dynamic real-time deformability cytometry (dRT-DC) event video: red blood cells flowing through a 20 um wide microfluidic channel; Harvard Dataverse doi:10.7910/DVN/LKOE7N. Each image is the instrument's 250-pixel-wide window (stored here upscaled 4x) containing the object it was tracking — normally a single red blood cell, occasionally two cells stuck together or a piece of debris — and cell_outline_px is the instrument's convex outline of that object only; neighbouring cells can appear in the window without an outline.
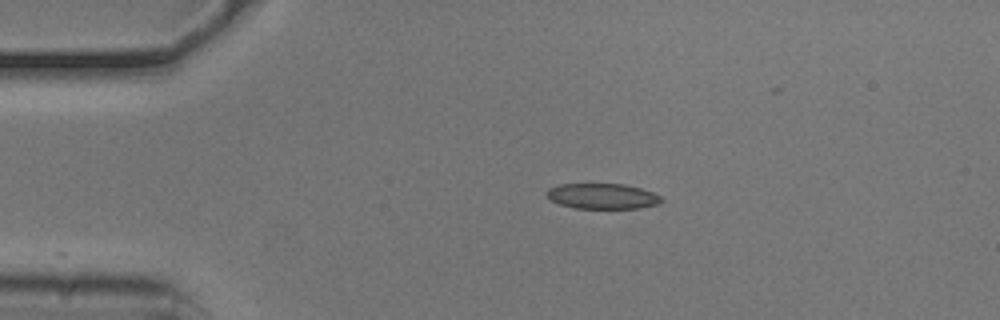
{"species": "common noctule bat (a hibernating species)", "species_latin": "Nyctalus noctula", "temperature_condition": "cold", "stored_images_in_passage": 34, "camera_frame_rate_fps": 3000, "um_per_image_px": 0.085, "animal": {"sex": "male", "body_mass_g": 20.5, "forearm_length_mm": 52.5}, "frame": {"image": 1, "passage_image": 1, "time_ms": 0.0, "image_size_px": [1000, 320], "cell_outline_px": [[664, 200], [660, 204], [640, 208], [576, 208], [560, 204], [552, 200], [548, 196], [548, 188], [560, 184], [624, 184], [640, 188], [652, 192], [660, 196]], "centroid_in_image_um": [51.26, 16.67], "position_along_channel_um": 33.7, "area_um2": 16.88}}
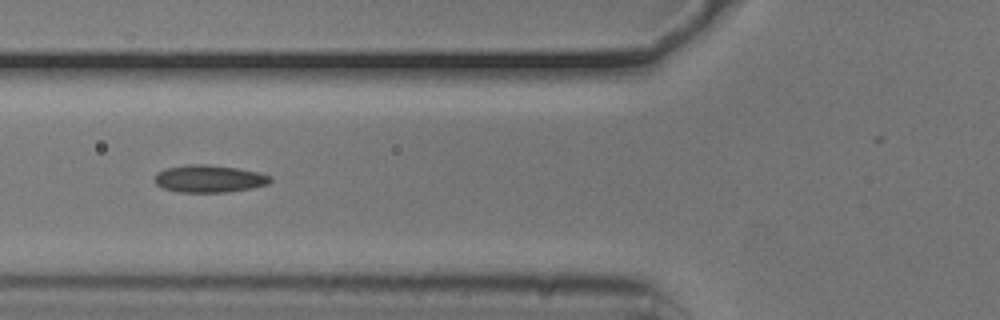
{"frame": {"image": 2, "passage_image": 10, "time_ms": 3.0, "image_size_px": [1000, 320], "cell_outline_px": [[272, 180], [268, 184], [252, 188], [228, 192], [180, 192], [164, 188], [156, 184], [156, 172], [164, 168], [188, 164], [208, 164], [236, 168], [260, 172], [272, 176]], "centroid_in_image_um": [17.81, 15.18], "position_along_channel_um": 108.0, "area_um2": 18.55}}
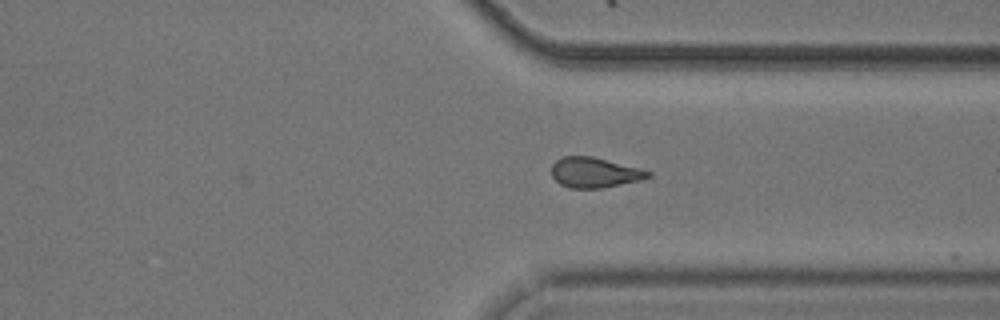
{"frame": {"image": 3, "passage_image": 30, "time_ms": 9.667, "image_size_px": [1000, 320], "cell_outline_px": [[652, 176], [640, 180], [604, 188], [568, 188], [560, 184], [552, 176], [552, 164], [560, 156], [592, 156], [640, 168], [652, 172]], "centroid_in_image_um": [50.53, 14.66], "position_along_channel_um": 360.9, "area_um2": 17.11}}